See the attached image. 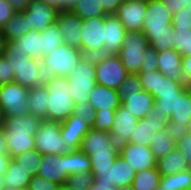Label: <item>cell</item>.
<instances>
[{
    "label": "cell",
    "mask_w": 191,
    "mask_h": 190,
    "mask_svg": "<svg viewBox=\"0 0 191 190\" xmlns=\"http://www.w3.org/2000/svg\"><path fill=\"white\" fill-rule=\"evenodd\" d=\"M172 15L160 0H147L142 32L157 52L174 49Z\"/></svg>",
    "instance_id": "6da1fadb"
},
{
    "label": "cell",
    "mask_w": 191,
    "mask_h": 190,
    "mask_svg": "<svg viewBox=\"0 0 191 190\" xmlns=\"http://www.w3.org/2000/svg\"><path fill=\"white\" fill-rule=\"evenodd\" d=\"M41 121L42 119L30 113L5 117L2 128L7 139L11 158L17 154L35 149L34 135L37 133Z\"/></svg>",
    "instance_id": "7a4b0ae2"
},
{
    "label": "cell",
    "mask_w": 191,
    "mask_h": 190,
    "mask_svg": "<svg viewBox=\"0 0 191 190\" xmlns=\"http://www.w3.org/2000/svg\"><path fill=\"white\" fill-rule=\"evenodd\" d=\"M44 85L49 92L47 120L65 121L73 114L76 105L70 96L66 77L50 76Z\"/></svg>",
    "instance_id": "3957f363"
},
{
    "label": "cell",
    "mask_w": 191,
    "mask_h": 190,
    "mask_svg": "<svg viewBox=\"0 0 191 190\" xmlns=\"http://www.w3.org/2000/svg\"><path fill=\"white\" fill-rule=\"evenodd\" d=\"M14 71V82L31 89L47 82L41 60L20 52H3Z\"/></svg>",
    "instance_id": "277c9868"
},
{
    "label": "cell",
    "mask_w": 191,
    "mask_h": 190,
    "mask_svg": "<svg viewBox=\"0 0 191 190\" xmlns=\"http://www.w3.org/2000/svg\"><path fill=\"white\" fill-rule=\"evenodd\" d=\"M81 58V51L76 47L62 44L54 51L42 57V67L45 75L67 77L76 68Z\"/></svg>",
    "instance_id": "5b68a950"
},
{
    "label": "cell",
    "mask_w": 191,
    "mask_h": 190,
    "mask_svg": "<svg viewBox=\"0 0 191 190\" xmlns=\"http://www.w3.org/2000/svg\"><path fill=\"white\" fill-rule=\"evenodd\" d=\"M95 67L80 58L76 68L66 77L70 96L75 103L89 100L90 92L97 85Z\"/></svg>",
    "instance_id": "8992f818"
},
{
    "label": "cell",
    "mask_w": 191,
    "mask_h": 190,
    "mask_svg": "<svg viewBox=\"0 0 191 190\" xmlns=\"http://www.w3.org/2000/svg\"><path fill=\"white\" fill-rule=\"evenodd\" d=\"M149 47L148 39L142 31H127L126 38L118 55L129 74L140 73L144 53Z\"/></svg>",
    "instance_id": "52a82bcc"
},
{
    "label": "cell",
    "mask_w": 191,
    "mask_h": 190,
    "mask_svg": "<svg viewBox=\"0 0 191 190\" xmlns=\"http://www.w3.org/2000/svg\"><path fill=\"white\" fill-rule=\"evenodd\" d=\"M60 122L42 120L35 138V149L42 155L66 154V141L61 137Z\"/></svg>",
    "instance_id": "ba28073f"
},
{
    "label": "cell",
    "mask_w": 191,
    "mask_h": 190,
    "mask_svg": "<svg viewBox=\"0 0 191 190\" xmlns=\"http://www.w3.org/2000/svg\"><path fill=\"white\" fill-rule=\"evenodd\" d=\"M29 90L16 82L0 85V109L4 118L28 113Z\"/></svg>",
    "instance_id": "9c48e42d"
},
{
    "label": "cell",
    "mask_w": 191,
    "mask_h": 190,
    "mask_svg": "<svg viewBox=\"0 0 191 190\" xmlns=\"http://www.w3.org/2000/svg\"><path fill=\"white\" fill-rule=\"evenodd\" d=\"M91 173L94 176L93 183L114 184L116 188L131 186L135 177L132 167L120 155L116 157L112 167Z\"/></svg>",
    "instance_id": "30bf717a"
},
{
    "label": "cell",
    "mask_w": 191,
    "mask_h": 190,
    "mask_svg": "<svg viewBox=\"0 0 191 190\" xmlns=\"http://www.w3.org/2000/svg\"><path fill=\"white\" fill-rule=\"evenodd\" d=\"M168 121L167 115L157 114L155 109L152 108L147 116L137 121L129 142L149 147L153 137L157 132L165 128Z\"/></svg>",
    "instance_id": "8fae6325"
},
{
    "label": "cell",
    "mask_w": 191,
    "mask_h": 190,
    "mask_svg": "<svg viewBox=\"0 0 191 190\" xmlns=\"http://www.w3.org/2000/svg\"><path fill=\"white\" fill-rule=\"evenodd\" d=\"M96 83L116 89L124 82L129 73L121 63L119 55H112L96 65Z\"/></svg>",
    "instance_id": "7c38bea8"
},
{
    "label": "cell",
    "mask_w": 191,
    "mask_h": 190,
    "mask_svg": "<svg viewBox=\"0 0 191 190\" xmlns=\"http://www.w3.org/2000/svg\"><path fill=\"white\" fill-rule=\"evenodd\" d=\"M119 155L132 167L134 172L156 167L157 159L151 149L130 142L119 145Z\"/></svg>",
    "instance_id": "4fadbf2b"
},
{
    "label": "cell",
    "mask_w": 191,
    "mask_h": 190,
    "mask_svg": "<svg viewBox=\"0 0 191 190\" xmlns=\"http://www.w3.org/2000/svg\"><path fill=\"white\" fill-rule=\"evenodd\" d=\"M59 9L41 0H31L23 12L28 20V28L32 31H43L57 21Z\"/></svg>",
    "instance_id": "5bb4252c"
},
{
    "label": "cell",
    "mask_w": 191,
    "mask_h": 190,
    "mask_svg": "<svg viewBox=\"0 0 191 190\" xmlns=\"http://www.w3.org/2000/svg\"><path fill=\"white\" fill-rule=\"evenodd\" d=\"M143 90L150 93L154 98L161 95L176 94L185 84L176 82L164 76L159 70L148 73H139Z\"/></svg>",
    "instance_id": "9a60e30c"
},
{
    "label": "cell",
    "mask_w": 191,
    "mask_h": 190,
    "mask_svg": "<svg viewBox=\"0 0 191 190\" xmlns=\"http://www.w3.org/2000/svg\"><path fill=\"white\" fill-rule=\"evenodd\" d=\"M147 0H124L115 15L127 31H142Z\"/></svg>",
    "instance_id": "2e32d148"
},
{
    "label": "cell",
    "mask_w": 191,
    "mask_h": 190,
    "mask_svg": "<svg viewBox=\"0 0 191 190\" xmlns=\"http://www.w3.org/2000/svg\"><path fill=\"white\" fill-rule=\"evenodd\" d=\"M92 127L79 116L72 114L60 123L61 137L66 141V154L79 150L82 140Z\"/></svg>",
    "instance_id": "e0dca14e"
},
{
    "label": "cell",
    "mask_w": 191,
    "mask_h": 190,
    "mask_svg": "<svg viewBox=\"0 0 191 190\" xmlns=\"http://www.w3.org/2000/svg\"><path fill=\"white\" fill-rule=\"evenodd\" d=\"M83 20L72 11L59 10L57 25L65 44L81 50Z\"/></svg>",
    "instance_id": "ac0fdd59"
},
{
    "label": "cell",
    "mask_w": 191,
    "mask_h": 190,
    "mask_svg": "<svg viewBox=\"0 0 191 190\" xmlns=\"http://www.w3.org/2000/svg\"><path fill=\"white\" fill-rule=\"evenodd\" d=\"M37 175L58 185L66 183L68 178L67 154L43 155Z\"/></svg>",
    "instance_id": "d6986e66"
},
{
    "label": "cell",
    "mask_w": 191,
    "mask_h": 190,
    "mask_svg": "<svg viewBox=\"0 0 191 190\" xmlns=\"http://www.w3.org/2000/svg\"><path fill=\"white\" fill-rule=\"evenodd\" d=\"M42 34L40 31H29L16 40L6 42L4 52H20L30 58L42 59Z\"/></svg>",
    "instance_id": "ffe728a7"
},
{
    "label": "cell",
    "mask_w": 191,
    "mask_h": 190,
    "mask_svg": "<svg viewBox=\"0 0 191 190\" xmlns=\"http://www.w3.org/2000/svg\"><path fill=\"white\" fill-rule=\"evenodd\" d=\"M127 30L115 14L104 16L103 47L118 55L126 38Z\"/></svg>",
    "instance_id": "44dd1931"
},
{
    "label": "cell",
    "mask_w": 191,
    "mask_h": 190,
    "mask_svg": "<svg viewBox=\"0 0 191 190\" xmlns=\"http://www.w3.org/2000/svg\"><path fill=\"white\" fill-rule=\"evenodd\" d=\"M138 119L133 116L122 104L115 111L114 121L110 130V135L118 144L129 142L130 136L135 130Z\"/></svg>",
    "instance_id": "7402d4cb"
},
{
    "label": "cell",
    "mask_w": 191,
    "mask_h": 190,
    "mask_svg": "<svg viewBox=\"0 0 191 190\" xmlns=\"http://www.w3.org/2000/svg\"><path fill=\"white\" fill-rule=\"evenodd\" d=\"M81 49L103 47L104 43V17H92L82 22Z\"/></svg>",
    "instance_id": "603a6c76"
},
{
    "label": "cell",
    "mask_w": 191,
    "mask_h": 190,
    "mask_svg": "<svg viewBox=\"0 0 191 190\" xmlns=\"http://www.w3.org/2000/svg\"><path fill=\"white\" fill-rule=\"evenodd\" d=\"M88 102L95 111H116L122 100L116 89L97 84L90 92Z\"/></svg>",
    "instance_id": "cb8c5ba5"
},
{
    "label": "cell",
    "mask_w": 191,
    "mask_h": 190,
    "mask_svg": "<svg viewBox=\"0 0 191 190\" xmlns=\"http://www.w3.org/2000/svg\"><path fill=\"white\" fill-rule=\"evenodd\" d=\"M157 69L167 78L182 82V55L175 49L159 51Z\"/></svg>",
    "instance_id": "d4e9b609"
},
{
    "label": "cell",
    "mask_w": 191,
    "mask_h": 190,
    "mask_svg": "<svg viewBox=\"0 0 191 190\" xmlns=\"http://www.w3.org/2000/svg\"><path fill=\"white\" fill-rule=\"evenodd\" d=\"M80 150L86 154L101 150H119V145L109 132L91 128L84 136Z\"/></svg>",
    "instance_id": "484cf974"
},
{
    "label": "cell",
    "mask_w": 191,
    "mask_h": 190,
    "mask_svg": "<svg viewBox=\"0 0 191 190\" xmlns=\"http://www.w3.org/2000/svg\"><path fill=\"white\" fill-rule=\"evenodd\" d=\"M121 100V104L138 120L147 116L155 104V98L145 90L128 93Z\"/></svg>",
    "instance_id": "4316f807"
},
{
    "label": "cell",
    "mask_w": 191,
    "mask_h": 190,
    "mask_svg": "<svg viewBox=\"0 0 191 190\" xmlns=\"http://www.w3.org/2000/svg\"><path fill=\"white\" fill-rule=\"evenodd\" d=\"M28 113L47 120L49 106V92L45 85L31 88L27 97Z\"/></svg>",
    "instance_id": "83f0119b"
},
{
    "label": "cell",
    "mask_w": 191,
    "mask_h": 190,
    "mask_svg": "<svg viewBox=\"0 0 191 190\" xmlns=\"http://www.w3.org/2000/svg\"><path fill=\"white\" fill-rule=\"evenodd\" d=\"M157 169L161 176L172 175L188 169L185 158L177 148L168 152L164 157L157 160Z\"/></svg>",
    "instance_id": "f1b7e54d"
},
{
    "label": "cell",
    "mask_w": 191,
    "mask_h": 190,
    "mask_svg": "<svg viewBox=\"0 0 191 190\" xmlns=\"http://www.w3.org/2000/svg\"><path fill=\"white\" fill-rule=\"evenodd\" d=\"M6 42L16 40L29 31L28 20L23 12H16L1 29Z\"/></svg>",
    "instance_id": "f546056e"
},
{
    "label": "cell",
    "mask_w": 191,
    "mask_h": 190,
    "mask_svg": "<svg viewBox=\"0 0 191 190\" xmlns=\"http://www.w3.org/2000/svg\"><path fill=\"white\" fill-rule=\"evenodd\" d=\"M30 179L31 176L11 158L3 175L4 185L10 188H27Z\"/></svg>",
    "instance_id": "4dcf8cb0"
},
{
    "label": "cell",
    "mask_w": 191,
    "mask_h": 190,
    "mask_svg": "<svg viewBox=\"0 0 191 190\" xmlns=\"http://www.w3.org/2000/svg\"><path fill=\"white\" fill-rule=\"evenodd\" d=\"M169 120L181 125L191 126V89L188 87L177 97L176 109L172 112Z\"/></svg>",
    "instance_id": "1f68e13d"
},
{
    "label": "cell",
    "mask_w": 191,
    "mask_h": 190,
    "mask_svg": "<svg viewBox=\"0 0 191 190\" xmlns=\"http://www.w3.org/2000/svg\"><path fill=\"white\" fill-rule=\"evenodd\" d=\"M160 179L161 174L156 166L136 172L131 186L133 190H157L160 185Z\"/></svg>",
    "instance_id": "d6a6232c"
},
{
    "label": "cell",
    "mask_w": 191,
    "mask_h": 190,
    "mask_svg": "<svg viewBox=\"0 0 191 190\" xmlns=\"http://www.w3.org/2000/svg\"><path fill=\"white\" fill-rule=\"evenodd\" d=\"M191 173L188 169L167 176H161L159 190H189Z\"/></svg>",
    "instance_id": "836d02e7"
},
{
    "label": "cell",
    "mask_w": 191,
    "mask_h": 190,
    "mask_svg": "<svg viewBox=\"0 0 191 190\" xmlns=\"http://www.w3.org/2000/svg\"><path fill=\"white\" fill-rule=\"evenodd\" d=\"M176 143L177 142L169 136L167 129L163 128L153 137L149 144V148L151 149V152L155 158L158 160L176 148Z\"/></svg>",
    "instance_id": "e575fe53"
},
{
    "label": "cell",
    "mask_w": 191,
    "mask_h": 190,
    "mask_svg": "<svg viewBox=\"0 0 191 190\" xmlns=\"http://www.w3.org/2000/svg\"><path fill=\"white\" fill-rule=\"evenodd\" d=\"M42 156L43 155L36 149H33L28 152L17 154L13 156L12 159L18 163L28 175L33 177L38 174Z\"/></svg>",
    "instance_id": "d590c367"
},
{
    "label": "cell",
    "mask_w": 191,
    "mask_h": 190,
    "mask_svg": "<svg viewBox=\"0 0 191 190\" xmlns=\"http://www.w3.org/2000/svg\"><path fill=\"white\" fill-rule=\"evenodd\" d=\"M68 177L71 174L91 172V160L83 151L75 150L67 154Z\"/></svg>",
    "instance_id": "8d00e7d4"
},
{
    "label": "cell",
    "mask_w": 191,
    "mask_h": 190,
    "mask_svg": "<svg viewBox=\"0 0 191 190\" xmlns=\"http://www.w3.org/2000/svg\"><path fill=\"white\" fill-rule=\"evenodd\" d=\"M42 34V57L54 51L58 46L64 44L63 37L60 33L57 23L48 26L41 31Z\"/></svg>",
    "instance_id": "74e56055"
},
{
    "label": "cell",
    "mask_w": 191,
    "mask_h": 190,
    "mask_svg": "<svg viewBox=\"0 0 191 190\" xmlns=\"http://www.w3.org/2000/svg\"><path fill=\"white\" fill-rule=\"evenodd\" d=\"M72 12L82 20L92 17H104L107 15L103 11L99 0H78Z\"/></svg>",
    "instance_id": "f35d334b"
},
{
    "label": "cell",
    "mask_w": 191,
    "mask_h": 190,
    "mask_svg": "<svg viewBox=\"0 0 191 190\" xmlns=\"http://www.w3.org/2000/svg\"><path fill=\"white\" fill-rule=\"evenodd\" d=\"M119 155V150H101L89 154L91 160V172H98V169L112 167L114 160Z\"/></svg>",
    "instance_id": "ab89813d"
},
{
    "label": "cell",
    "mask_w": 191,
    "mask_h": 190,
    "mask_svg": "<svg viewBox=\"0 0 191 190\" xmlns=\"http://www.w3.org/2000/svg\"><path fill=\"white\" fill-rule=\"evenodd\" d=\"M188 86L185 84L176 94L161 95L155 98L154 109L157 114L167 115L170 118L172 112L176 109L177 97L181 95Z\"/></svg>",
    "instance_id": "60d3db41"
},
{
    "label": "cell",
    "mask_w": 191,
    "mask_h": 190,
    "mask_svg": "<svg viewBox=\"0 0 191 190\" xmlns=\"http://www.w3.org/2000/svg\"><path fill=\"white\" fill-rule=\"evenodd\" d=\"M174 49L182 56L191 55V29H174Z\"/></svg>",
    "instance_id": "b9f144b4"
},
{
    "label": "cell",
    "mask_w": 191,
    "mask_h": 190,
    "mask_svg": "<svg viewBox=\"0 0 191 190\" xmlns=\"http://www.w3.org/2000/svg\"><path fill=\"white\" fill-rule=\"evenodd\" d=\"M94 181V176L91 172H82L79 174H71L67 178V184L75 190H89Z\"/></svg>",
    "instance_id": "7bdbcfd3"
},
{
    "label": "cell",
    "mask_w": 191,
    "mask_h": 190,
    "mask_svg": "<svg viewBox=\"0 0 191 190\" xmlns=\"http://www.w3.org/2000/svg\"><path fill=\"white\" fill-rule=\"evenodd\" d=\"M81 58L90 64L98 65L106 58L111 57L113 54L105 47L92 49H81Z\"/></svg>",
    "instance_id": "ee69618b"
},
{
    "label": "cell",
    "mask_w": 191,
    "mask_h": 190,
    "mask_svg": "<svg viewBox=\"0 0 191 190\" xmlns=\"http://www.w3.org/2000/svg\"><path fill=\"white\" fill-rule=\"evenodd\" d=\"M120 98L128 96V93L143 91L138 74H129L124 82L117 88Z\"/></svg>",
    "instance_id": "f6af8a7d"
},
{
    "label": "cell",
    "mask_w": 191,
    "mask_h": 190,
    "mask_svg": "<svg viewBox=\"0 0 191 190\" xmlns=\"http://www.w3.org/2000/svg\"><path fill=\"white\" fill-rule=\"evenodd\" d=\"M115 111H96L93 129L110 132L114 121Z\"/></svg>",
    "instance_id": "bcb514c9"
},
{
    "label": "cell",
    "mask_w": 191,
    "mask_h": 190,
    "mask_svg": "<svg viewBox=\"0 0 191 190\" xmlns=\"http://www.w3.org/2000/svg\"><path fill=\"white\" fill-rule=\"evenodd\" d=\"M73 114L79 116L84 123L89 124L91 127L96 118V111L88 101L76 103Z\"/></svg>",
    "instance_id": "7dc6e473"
},
{
    "label": "cell",
    "mask_w": 191,
    "mask_h": 190,
    "mask_svg": "<svg viewBox=\"0 0 191 190\" xmlns=\"http://www.w3.org/2000/svg\"><path fill=\"white\" fill-rule=\"evenodd\" d=\"M174 29H191V9L183 8L172 15Z\"/></svg>",
    "instance_id": "c3c4849f"
},
{
    "label": "cell",
    "mask_w": 191,
    "mask_h": 190,
    "mask_svg": "<svg viewBox=\"0 0 191 190\" xmlns=\"http://www.w3.org/2000/svg\"><path fill=\"white\" fill-rule=\"evenodd\" d=\"M158 52L149 47L144 53L143 62L141 64L140 73H148L150 71L158 70Z\"/></svg>",
    "instance_id": "681fc988"
},
{
    "label": "cell",
    "mask_w": 191,
    "mask_h": 190,
    "mask_svg": "<svg viewBox=\"0 0 191 190\" xmlns=\"http://www.w3.org/2000/svg\"><path fill=\"white\" fill-rule=\"evenodd\" d=\"M59 185L53 181L47 180L39 175L31 177L28 183V190H57Z\"/></svg>",
    "instance_id": "f907efd6"
},
{
    "label": "cell",
    "mask_w": 191,
    "mask_h": 190,
    "mask_svg": "<svg viewBox=\"0 0 191 190\" xmlns=\"http://www.w3.org/2000/svg\"><path fill=\"white\" fill-rule=\"evenodd\" d=\"M165 128L167 129L169 136L176 142H178L186 133L191 130V126L181 125L171 120L168 121Z\"/></svg>",
    "instance_id": "816d5d0a"
},
{
    "label": "cell",
    "mask_w": 191,
    "mask_h": 190,
    "mask_svg": "<svg viewBox=\"0 0 191 190\" xmlns=\"http://www.w3.org/2000/svg\"><path fill=\"white\" fill-rule=\"evenodd\" d=\"M14 82V71L4 54L0 55V85Z\"/></svg>",
    "instance_id": "f5cc1de1"
},
{
    "label": "cell",
    "mask_w": 191,
    "mask_h": 190,
    "mask_svg": "<svg viewBox=\"0 0 191 190\" xmlns=\"http://www.w3.org/2000/svg\"><path fill=\"white\" fill-rule=\"evenodd\" d=\"M176 148L185 158L188 165L191 164V130L186 133L177 143Z\"/></svg>",
    "instance_id": "db71d44e"
},
{
    "label": "cell",
    "mask_w": 191,
    "mask_h": 190,
    "mask_svg": "<svg viewBox=\"0 0 191 190\" xmlns=\"http://www.w3.org/2000/svg\"><path fill=\"white\" fill-rule=\"evenodd\" d=\"M160 1L169 10L171 15L179 12L183 8L191 9L190 0H160Z\"/></svg>",
    "instance_id": "11a10c76"
},
{
    "label": "cell",
    "mask_w": 191,
    "mask_h": 190,
    "mask_svg": "<svg viewBox=\"0 0 191 190\" xmlns=\"http://www.w3.org/2000/svg\"><path fill=\"white\" fill-rule=\"evenodd\" d=\"M15 13V10L6 2V0H0V30Z\"/></svg>",
    "instance_id": "9f6ffc18"
},
{
    "label": "cell",
    "mask_w": 191,
    "mask_h": 190,
    "mask_svg": "<svg viewBox=\"0 0 191 190\" xmlns=\"http://www.w3.org/2000/svg\"><path fill=\"white\" fill-rule=\"evenodd\" d=\"M182 82L191 85V55L182 56Z\"/></svg>",
    "instance_id": "6f0895ef"
},
{
    "label": "cell",
    "mask_w": 191,
    "mask_h": 190,
    "mask_svg": "<svg viewBox=\"0 0 191 190\" xmlns=\"http://www.w3.org/2000/svg\"><path fill=\"white\" fill-rule=\"evenodd\" d=\"M103 11L107 14H115L117 8L124 0H99Z\"/></svg>",
    "instance_id": "680465c9"
},
{
    "label": "cell",
    "mask_w": 191,
    "mask_h": 190,
    "mask_svg": "<svg viewBox=\"0 0 191 190\" xmlns=\"http://www.w3.org/2000/svg\"><path fill=\"white\" fill-rule=\"evenodd\" d=\"M6 2L15 10V12H24L31 0H6Z\"/></svg>",
    "instance_id": "91938a15"
},
{
    "label": "cell",
    "mask_w": 191,
    "mask_h": 190,
    "mask_svg": "<svg viewBox=\"0 0 191 190\" xmlns=\"http://www.w3.org/2000/svg\"><path fill=\"white\" fill-rule=\"evenodd\" d=\"M0 155H9L8 143L3 128L0 129Z\"/></svg>",
    "instance_id": "94428289"
},
{
    "label": "cell",
    "mask_w": 191,
    "mask_h": 190,
    "mask_svg": "<svg viewBox=\"0 0 191 190\" xmlns=\"http://www.w3.org/2000/svg\"><path fill=\"white\" fill-rule=\"evenodd\" d=\"M10 160V155H0V177H3L4 173L7 171Z\"/></svg>",
    "instance_id": "6125c7cd"
},
{
    "label": "cell",
    "mask_w": 191,
    "mask_h": 190,
    "mask_svg": "<svg viewBox=\"0 0 191 190\" xmlns=\"http://www.w3.org/2000/svg\"><path fill=\"white\" fill-rule=\"evenodd\" d=\"M89 190H116V186L114 184L92 183Z\"/></svg>",
    "instance_id": "be15d7a7"
},
{
    "label": "cell",
    "mask_w": 191,
    "mask_h": 190,
    "mask_svg": "<svg viewBox=\"0 0 191 190\" xmlns=\"http://www.w3.org/2000/svg\"><path fill=\"white\" fill-rule=\"evenodd\" d=\"M51 6L58 8L59 10L64 11V0H41Z\"/></svg>",
    "instance_id": "e7e4bbea"
},
{
    "label": "cell",
    "mask_w": 191,
    "mask_h": 190,
    "mask_svg": "<svg viewBox=\"0 0 191 190\" xmlns=\"http://www.w3.org/2000/svg\"><path fill=\"white\" fill-rule=\"evenodd\" d=\"M78 0H64V11H72Z\"/></svg>",
    "instance_id": "03108f58"
},
{
    "label": "cell",
    "mask_w": 191,
    "mask_h": 190,
    "mask_svg": "<svg viewBox=\"0 0 191 190\" xmlns=\"http://www.w3.org/2000/svg\"><path fill=\"white\" fill-rule=\"evenodd\" d=\"M5 44V37L3 36L2 30H0V55H2L5 50Z\"/></svg>",
    "instance_id": "003e7915"
},
{
    "label": "cell",
    "mask_w": 191,
    "mask_h": 190,
    "mask_svg": "<svg viewBox=\"0 0 191 190\" xmlns=\"http://www.w3.org/2000/svg\"><path fill=\"white\" fill-rule=\"evenodd\" d=\"M57 190H75V189L69 186L67 183H63L59 185Z\"/></svg>",
    "instance_id": "a7ac6f4b"
},
{
    "label": "cell",
    "mask_w": 191,
    "mask_h": 190,
    "mask_svg": "<svg viewBox=\"0 0 191 190\" xmlns=\"http://www.w3.org/2000/svg\"><path fill=\"white\" fill-rule=\"evenodd\" d=\"M4 115L2 110L0 109V129H2L3 125H4Z\"/></svg>",
    "instance_id": "89a4df30"
},
{
    "label": "cell",
    "mask_w": 191,
    "mask_h": 190,
    "mask_svg": "<svg viewBox=\"0 0 191 190\" xmlns=\"http://www.w3.org/2000/svg\"><path fill=\"white\" fill-rule=\"evenodd\" d=\"M2 190H28L27 188H10L7 186H4Z\"/></svg>",
    "instance_id": "2644e50d"
},
{
    "label": "cell",
    "mask_w": 191,
    "mask_h": 190,
    "mask_svg": "<svg viewBox=\"0 0 191 190\" xmlns=\"http://www.w3.org/2000/svg\"><path fill=\"white\" fill-rule=\"evenodd\" d=\"M116 190H133L132 186L117 187Z\"/></svg>",
    "instance_id": "8c879c8a"
},
{
    "label": "cell",
    "mask_w": 191,
    "mask_h": 190,
    "mask_svg": "<svg viewBox=\"0 0 191 190\" xmlns=\"http://www.w3.org/2000/svg\"><path fill=\"white\" fill-rule=\"evenodd\" d=\"M4 186L5 185H4L3 177H0V190H2Z\"/></svg>",
    "instance_id": "753ad0ef"
},
{
    "label": "cell",
    "mask_w": 191,
    "mask_h": 190,
    "mask_svg": "<svg viewBox=\"0 0 191 190\" xmlns=\"http://www.w3.org/2000/svg\"><path fill=\"white\" fill-rule=\"evenodd\" d=\"M188 170L191 173V164L188 166Z\"/></svg>",
    "instance_id": "34e18365"
}]
</instances>
